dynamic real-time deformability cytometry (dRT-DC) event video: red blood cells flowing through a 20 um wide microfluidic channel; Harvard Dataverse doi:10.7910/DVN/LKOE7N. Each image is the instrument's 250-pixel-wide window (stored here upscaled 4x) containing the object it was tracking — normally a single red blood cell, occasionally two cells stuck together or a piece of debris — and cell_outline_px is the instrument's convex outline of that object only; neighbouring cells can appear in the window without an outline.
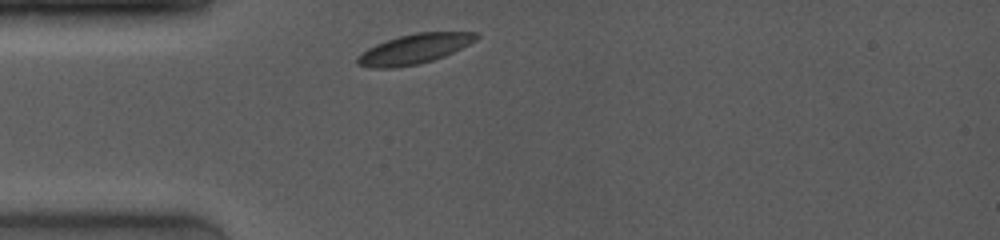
{"species": "common noctule bat (a hibernating species)", "species_latin": "Nyctalus noctula", "temperature_condition": "room temperature", "stored_images_in_passage": 6, "camera_frame_rate_fps": 4000, "um_per_image_px": 0.085, "animal": {"sex": "female", "body_mass_g": 19.0, "forearm_length_mm": 53.3}, "frame": {"image": 1, "passage_image": 1, "time_ms": 0.0, "image_size_px": [1000, 240], "cell_outline_px": [[480, 36], [476, 40], [444, 56], [420, 64], [396, 68], [372, 68], [356, 64], [356, 56], [368, 48], [376, 44], [400, 36], [416, 32], [476, 32]], "centroid_in_image_um": [35.18, 4.17], "position_along_channel_um": 49.8, "area_um2": 20.58}}
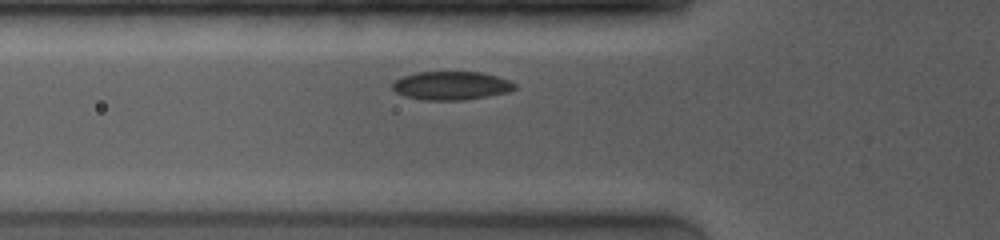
{"frame": {"image": 2, "passage_image": 3, "time_ms": 1.25, "image_size_px": [1000, 240], "cell_outline_px": [[516, 88], [508, 92], [488, 96], [464, 100], [424, 100], [404, 96], [396, 92], [392, 88], [392, 84], [396, 80], [404, 76], [416, 72], [480, 72], [496, 76], [508, 80], [516, 84]], "centroid_in_image_um": [38.35, 7.28], "position_along_channel_um": 87.4, "area_um2": 20.23}}